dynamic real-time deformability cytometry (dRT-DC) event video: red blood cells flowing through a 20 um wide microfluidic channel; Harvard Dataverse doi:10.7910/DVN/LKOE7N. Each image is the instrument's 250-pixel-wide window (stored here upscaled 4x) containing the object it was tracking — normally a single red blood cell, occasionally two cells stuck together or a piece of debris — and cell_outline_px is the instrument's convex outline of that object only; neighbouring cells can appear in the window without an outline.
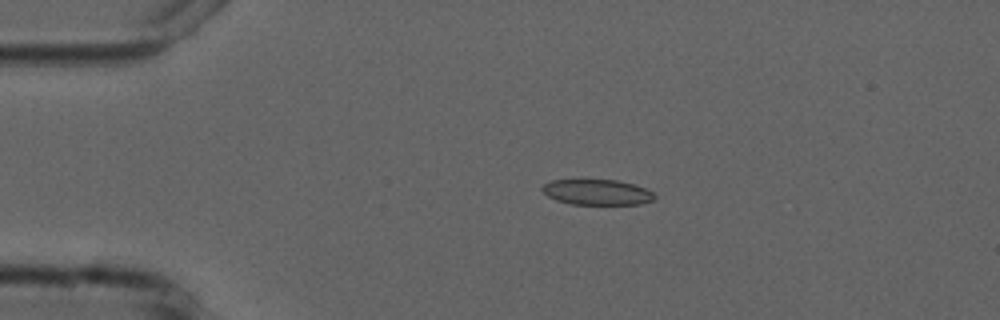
{"species": "common noctule bat (a hibernating species)", "species_latin": "Nyctalus noctula", "temperature_condition": "cold", "stored_images_in_passage": 5, "camera_frame_rate_fps": 3000, "um_per_image_px": 0.085, "animal": {"sex": "male", "forearm_length_mm": 52.5}, "frame": {"image": 1, "passage_image": 4, "time_ms": 3.667, "image_size_px": [1000, 320], "cell_outline_px": [[656, 200], [640, 204], [572, 204], [556, 200], [548, 196], [540, 188], [544, 184], [552, 180], [616, 180], [632, 184], [644, 188], [652, 192], [656, 196]], "centroid_in_image_um": [50.76, 16.34], "position_along_channel_um": 34.2, "area_um2": 16.59}}